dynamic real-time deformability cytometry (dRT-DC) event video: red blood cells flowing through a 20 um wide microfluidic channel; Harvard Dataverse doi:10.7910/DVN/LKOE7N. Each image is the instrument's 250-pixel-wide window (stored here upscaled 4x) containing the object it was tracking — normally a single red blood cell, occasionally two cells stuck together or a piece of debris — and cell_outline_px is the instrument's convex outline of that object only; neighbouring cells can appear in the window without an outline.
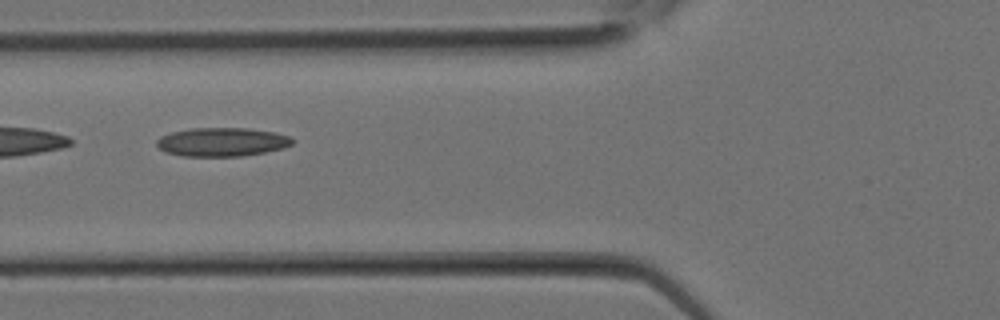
{"species": "Egyptian fruit bat (a non-hibernating species)", "species_latin": "Rousettus aegyptiacus", "temperature_condition": "room temperature", "stored_images_in_passage": 17, "camera_frame_rate_fps": 3000, "um_per_image_px": 0.085, "animal": {"sex": "female"}, "frame": {"image": 1, "passage_image": 10, "time_ms": 3.0, "image_size_px": [1000, 320], "cell_outline_px": [[292, 144], [284, 148], [264, 152], [240, 156], [180, 156], [164, 152], [156, 144], [156, 140], [160, 136], [172, 132], [192, 128], [248, 128], [272, 132], [288, 136], [292, 140]], "centroid_in_image_um": [18.82, 12.07], "position_along_channel_um": 107.0, "area_um2": 22.6}}
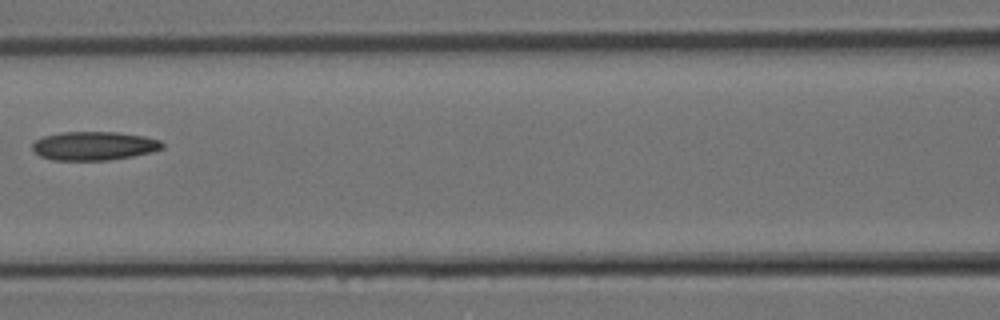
{"frame": {"image": 2, "passage_image": 12, "time_ms": 3.667, "image_size_px": [1000, 320], "cell_outline_px": [[164, 148], [152, 152], [132, 156], [108, 160], [52, 160], [40, 156], [32, 148], [32, 144], [36, 140], [44, 136], [60, 132], [116, 132], [144, 136], [160, 140], [164, 144]], "centroid_in_image_um": [8.0, 12.4], "position_along_channel_um": 158.6, "area_um2": 21.73}}